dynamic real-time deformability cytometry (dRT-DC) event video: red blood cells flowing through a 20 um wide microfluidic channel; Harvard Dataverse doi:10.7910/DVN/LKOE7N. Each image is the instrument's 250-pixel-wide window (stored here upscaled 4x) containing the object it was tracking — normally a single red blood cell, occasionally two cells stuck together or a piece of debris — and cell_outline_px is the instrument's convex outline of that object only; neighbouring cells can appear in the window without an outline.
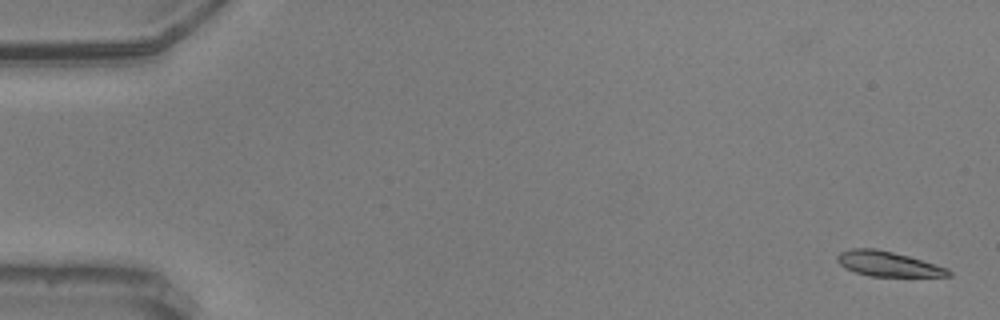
{"species": "common noctule bat (a hibernating species)", "species_latin": "Nyctalus noctula", "temperature_condition": "warm", "stored_images_in_passage": 14, "camera_frame_rate_fps": 3000, "um_per_image_px": 0.085, "animal": {"sex": "male", "body_mass_g": 20.5, "forearm_length_mm": 52.5}, "frame": {"image": 1, "passage_image": 1, "time_ms": 0.0, "image_size_px": [1000, 320], "cell_outline_px": [[952, 276], [868, 276], [844, 268], [836, 260], [836, 256], [840, 252], [852, 248], [876, 248], [908, 256], [948, 268], [952, 272]], "centroid_in_image_um": [75.45, 22.43], "position_along_channel_um": 9.6, "area_um2": 16.13}}